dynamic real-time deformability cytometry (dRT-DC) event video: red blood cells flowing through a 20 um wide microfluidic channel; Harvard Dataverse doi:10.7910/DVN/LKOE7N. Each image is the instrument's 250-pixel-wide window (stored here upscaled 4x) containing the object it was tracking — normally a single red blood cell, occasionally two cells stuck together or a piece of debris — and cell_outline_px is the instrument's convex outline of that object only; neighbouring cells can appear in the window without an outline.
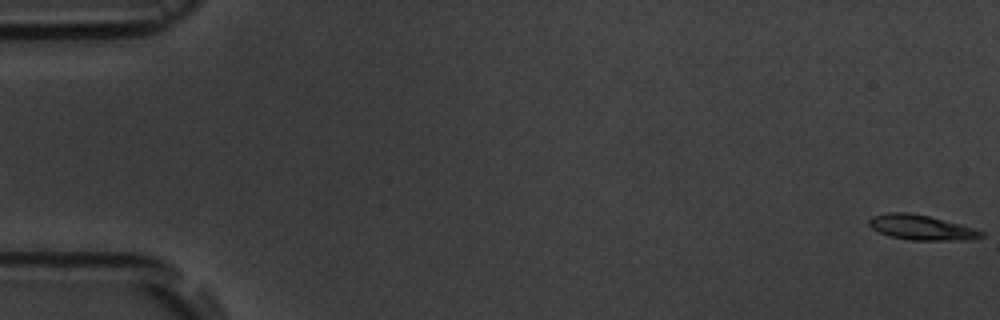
{"species": "common noctule bat (a hibernating species)", "species_latin": "Nyctalus noctula", "temperature_condition": "room temperature", "stored_images_in_passage": 8, "camera_frame_rate_fps": 3000, "um_per_image_px": 0.085, "animal": {"sex": "male", "body_mass_g": 19.5, "forearm_length_mm": 54.6}, "frame": {"image": 1, "passage_image": 1, "time_ms": 0.0, "image_size_px": [1000, 320], "cell_outline_px": [[984, 236], [972, 240], [908, 240], [888, 236], [872, 228], [868, 224], [868, 220], [872, 216], [888, 212], [908, 212], [928, 216], [960, 224], [984, 232]], "centroid_in_image_um": [78.29, 19.34], "position_along_channel_um": 6.7, "area_um2": 16.36}}
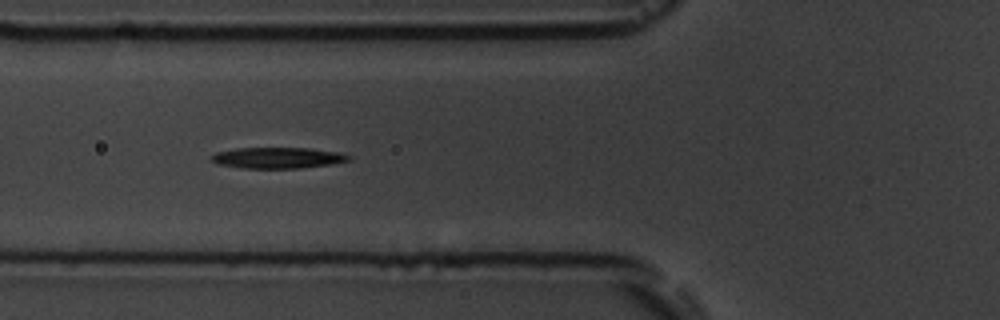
{"frame": {"image": 2, "passage_image": 7, "time_ms": 7.0, "image_size_px": [1000, 320], "cell_outline_px": [[352, 160], [332, 164], [300, 168], [240, 168], [216, 164], [212, 160], [212, 156], [216, 152], [236, 148], [312, 148], [340, 152], [352, 156]], "centroid_in_image_um": [23.65, 13.41], "position_along_channel_um": 102.1, "area_um2": 16.99}}
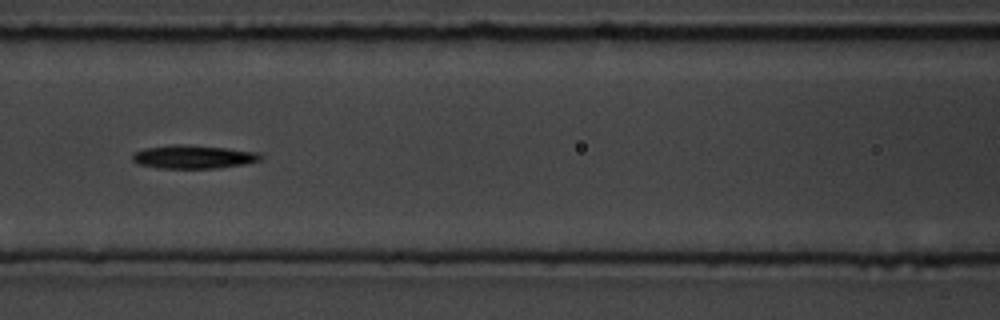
{"frame": {"image": 3, "passage_image": 8, "time_ms": 8.333, "image_size_px": [1000, 320], "cell_outline_px": [[264, 156], [260, 160], [244, 164], [220, 168], [160, 168], [136, 164], [132, 160], [132, 152], [144, 148], [172, 144], [180, 144], [228, 148], [260, 152]], "centroid_in_image_um": [16.42, 13.32], "position_along_channel_um": 150.2, "area_um2": 17.74}}